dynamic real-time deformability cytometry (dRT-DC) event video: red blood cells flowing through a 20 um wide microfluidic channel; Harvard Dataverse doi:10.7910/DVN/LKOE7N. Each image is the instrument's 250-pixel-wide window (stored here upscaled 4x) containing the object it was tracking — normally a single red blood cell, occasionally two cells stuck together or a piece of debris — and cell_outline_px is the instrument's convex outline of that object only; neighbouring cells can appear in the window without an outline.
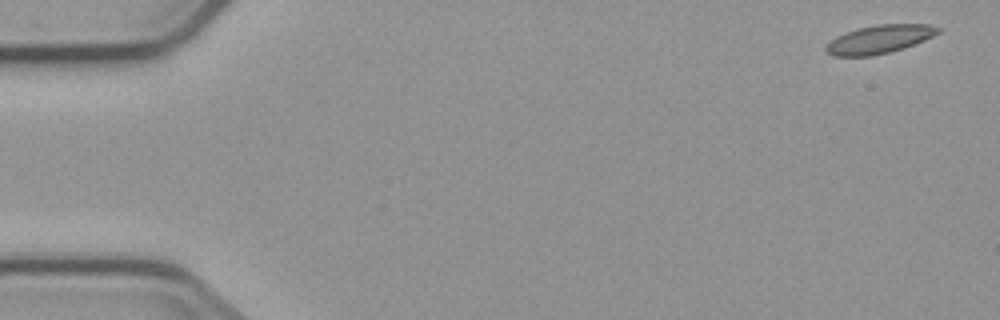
{"species": "common noctule bat (a hibernating species)", "species_latin": "Nyctalus noctula", "temperature_condition": "cold", "stored_images_in_passage": 6, "segment_of_instrument_passage": [1, 2], "camera_frame_rate_fps": 3000, "um_per_image_px": 0.085, "animal": {"sex": "male", "body_mass_g": 23.1, "forearm_length_mm": 52.7}, "frame": {"image": 1, "passage_image": 1, "time_ms": 0.0, "image_size_px": [1000, 320], "cell_outline_px": [[944, 28], [940, 32], [924, 40], [904, 48], [872, 56], [832, 56], [824, 48], [836, 36], [856, 28], [876, 24], [928, 24]], "centroid_in_image_um": [74.77, 3.32], "position_along_channel_um": 10.2, "area_um2": 18.55}}